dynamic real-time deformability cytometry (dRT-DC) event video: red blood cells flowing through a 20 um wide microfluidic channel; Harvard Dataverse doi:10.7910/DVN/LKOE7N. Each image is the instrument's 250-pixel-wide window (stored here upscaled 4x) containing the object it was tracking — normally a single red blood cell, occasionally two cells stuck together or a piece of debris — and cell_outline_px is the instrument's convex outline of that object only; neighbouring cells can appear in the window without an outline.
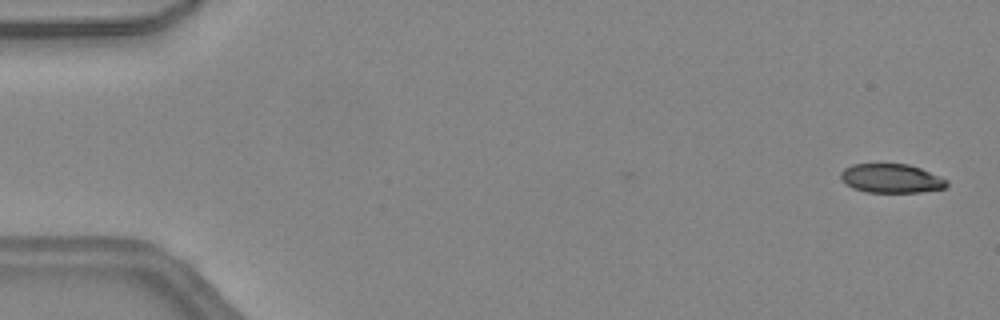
{"species": "common noctule bat (a hibernating species)", "species_latin": "Nyctalus noctula", "temperature_condition": "warm", "stored_images_in_passage": 5, "camera_frame_rate_fps": 3000, "um_per_image_px": 0.085, "animal": {"sex": "female", "body_mass_g": 24.6, "forearm_length_mm": 56.2}, "frame": {"image": 1, "passage_image": 2, "time_ms": 0.333, "image_size_px": [1000, 320], "cell_outline_px": [[948, 184], [944, 188], [920, 192], [868, 192], [852, 188], [844, 184], [840, 180], [840, 172], [844, 168], [852, 164], [908, 164], [920, 168], [940, 176], [948, 180]], "centroid_in_image_um": [75.72, 15.16], "position_along_channel_um": 9.3, "area_um2": 18.03}}